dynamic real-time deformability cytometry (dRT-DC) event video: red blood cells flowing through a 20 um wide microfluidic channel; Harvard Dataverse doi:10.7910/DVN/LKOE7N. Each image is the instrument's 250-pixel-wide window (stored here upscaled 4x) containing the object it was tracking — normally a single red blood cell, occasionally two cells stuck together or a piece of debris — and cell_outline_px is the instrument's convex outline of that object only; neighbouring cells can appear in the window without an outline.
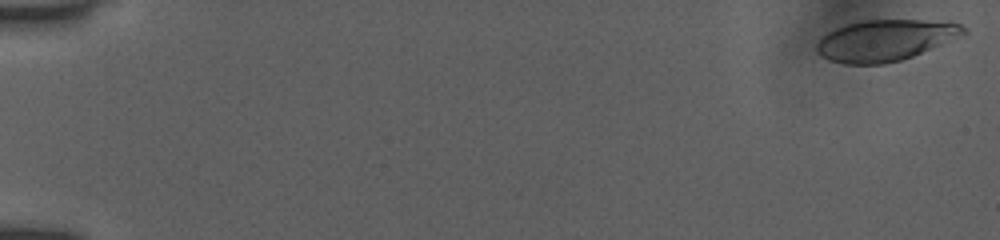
{"species": "human", "species_latin": "Homo sapiens", "temperature_condition": "room temperature", "stored_images_in_passage": 53, "camera_frame_rate_fps": 3000, "um_per_image_px": 0.085, "donor": {"sex": "female"}, "frame": {"image": 1, "passage_image": 1, "time_ms": 0.0, "image_size_px": [1000, 240], "cell_outline_px": [[968, 32], [912, 56], [900, 60], [884, 64], [844, 64], [828, 60], [820, 56], [816, 52], [816, 44], [828, 32], [836, 28], [848, 24], [864, 20], [924, 20], [960, 24]], "centroid_in_image_um": [75.17, 3.44], "position_along_channel_um": 9.8, "area_um2": 34.74}}
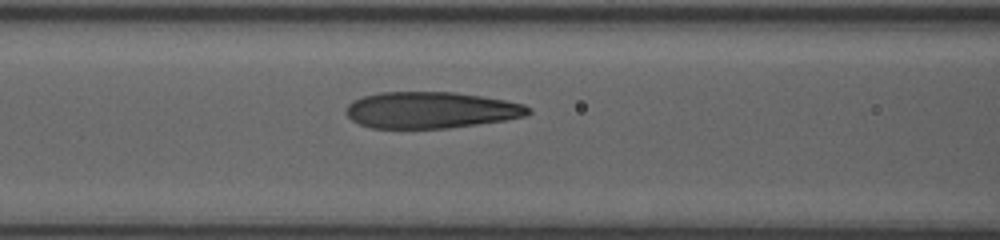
{"frame": {"image": 2, "passage_image": 24, "time_ms": 7.667, "image_size_px": [1000, 240], "cell_outline_px": [[532, 112], [528, 116], [504, 120], [448, 128], [372, 128], [360, 124], [352, 120], [344, 112], [344, 108], [352, 100], [364, 96], [380, 92], [452, 92], [480, 96], [504, 100], [524, 104], [532, 108]], "centroid_in_image_um": [36.62, 9.35], "position_along_channel_um": 130.0, "area_um2": 38.78}}
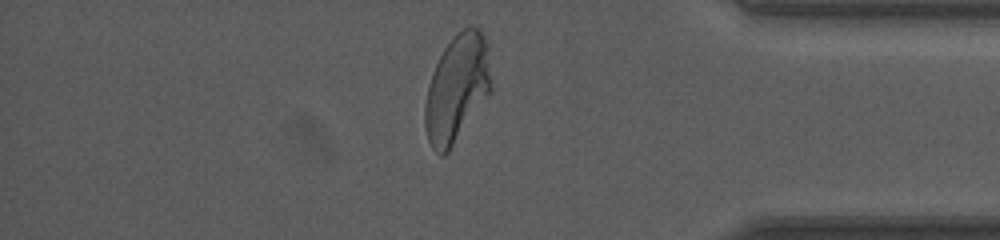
{"frame": {"image": 3, "passage_image": 46, "time_ms": 15.0, "image_size_px": [1000, 240], "cell_outline_px": [[492, 92], [448, 152], [444, 156], [440, 156], [432, 148], [428, 140], [424, 124], [424, 108], [428, 84], [432, 72], [444, 48], [468, 24], [472, 24], [480, 28], [484, 36], [492, 84]], "centroid_in_image_um": [38.84, 7.54], "position_along_channel_um": 396.4, "area_um2": 41.44}, "authors_computed_cell_mechanics": {"area_um2": 39.1306, "velocity_mm_per_s": 3.9104, "shape_relaxation_time_tau1_ms": 4.4159, "shape_relaxation_time_tau2_ms": 0.7893, "deformation_change_tau1": 0.2048, "deformation_change_tau2": 0.0789}}